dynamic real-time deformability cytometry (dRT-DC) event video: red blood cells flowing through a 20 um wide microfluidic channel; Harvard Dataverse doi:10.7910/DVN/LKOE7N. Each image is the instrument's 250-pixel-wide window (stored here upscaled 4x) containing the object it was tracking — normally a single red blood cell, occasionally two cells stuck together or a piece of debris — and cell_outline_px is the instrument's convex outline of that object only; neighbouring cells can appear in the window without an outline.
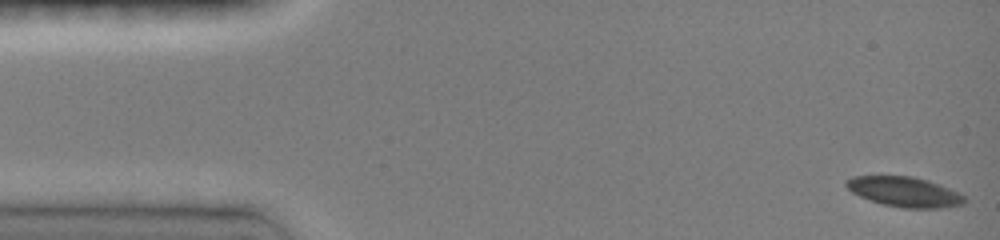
{"species": "common noctule bat (a hibernating species)", "species_latin": "Nyctalus noctula", "temperature_condition": "room temperature", "stored_images_in_passage": 30, "camera_frame_rate_fps": 3000, "um_per_image_px": 0.085, "animal": {"sex": "female", "body_mass_g": 19.0, "forearm_length_mm": 51.5}, "frame": {"image": 1, "passage_image": 1, "time_ms": 0.0, "image_size_px": [1000, 240], "cell_outline_px": [[968, 200], [964, 204], [940, 208], [904, 208], [884, 204], [860, 196], [852, 192], [844, 184], [844, 180], [852, 176], [912, 176], [928, 180], [940, 184], [964, 196]], "centroid_in_image_um": [76.88, 16.3], "position_along_channel_um": 8.1, "area_um2": 20.58}}
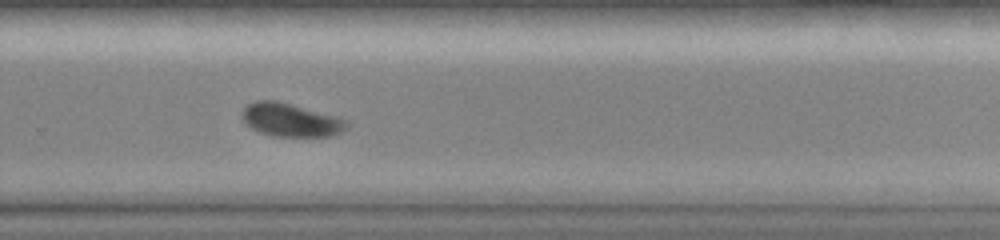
{"frame": {"image": 2, "passage_image": 22, "time_ms": 10.333, "image_size_px": [1000, 240], "cell_outline_px": [[348, 128], [332, 136], [272, 136], [260, 132], [252, 128], [240, 116], [240, 112], [248, 104], [256, 100], [276, 100], [340, 116], [348, 120]], "centroid_in_image_um": [24.74, 10.18], "position_along_channel_um": 305.1, "area_um2": 20.58}}
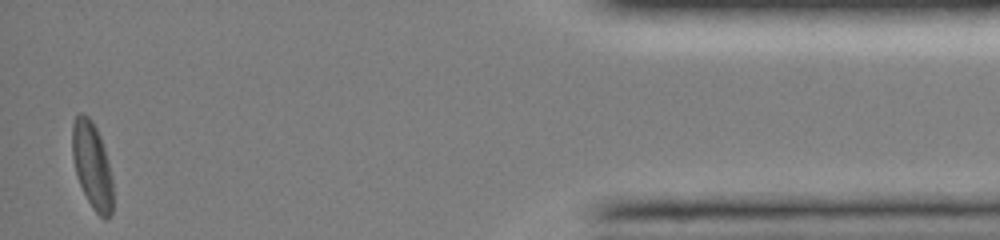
{"frame": {"image": 3, "passage_image": 30, "time_ms": 15.0, "image_size_px": [1000, 240], "cell_outline_px": [[112, 212], [104, 220], [92, 208], [76, 176], [72, 156], [72, 124], [76, 116], [80, 112], [88, 116], [92, 120], [100, 136], [104, 148], [112, 180]], "centroid_in_image_um": [7.81, 14.04], "position_along_channel_um": 427.4, "area_um2": 20.29}, "authors_computed_cell_mechanics": {"area_um2": 20.7213, "velocity_mm_per_s": 4.008, "shape_relaxation_time_tau1_ms": 5.1471, "shape_relaxation_time_tau2_ms": 8.8423, "deformation_change_tau1": 0.1026, "deformation_change_tau2": 0.0777}}